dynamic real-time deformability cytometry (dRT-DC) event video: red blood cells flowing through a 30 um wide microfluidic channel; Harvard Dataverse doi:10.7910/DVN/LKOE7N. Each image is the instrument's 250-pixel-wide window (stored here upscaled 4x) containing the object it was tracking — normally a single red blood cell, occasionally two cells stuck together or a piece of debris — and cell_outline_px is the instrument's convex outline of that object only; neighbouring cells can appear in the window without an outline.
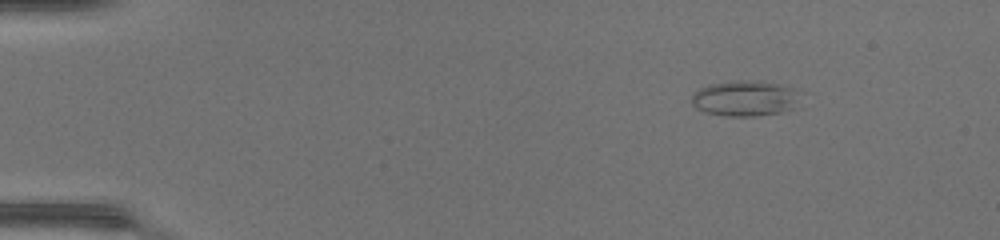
{"species": "common noctule bat (a hibernating species)", "species_latin": "Nyctalus noctula", "temperature_condition": "warm", "stored_images_in_passage": 42, "camera_frame_rate_fps": 3000, "um_per_image_px": 0.085, "animal": {"sex": "female", "body_mass_g": 17.0, "forearm_length_mm": 48.0}, "frame": {"image": 1, "passage_image": 1, "time_ms": 0.0, "image_size_px": [1000, 240], "cell_outline_px": [[796, 92], [792, 108], [780, 112], [756, 116], [728, 116], [708, 112], [696, 108], [692, 104], [692, 96], [700, 88], [708, 84], [776, 84], [796, 88]], "centroid_in_image_um": [63.26, 8.43], "position_along_channel_um": 21.7, "area_um2": 20.75}}
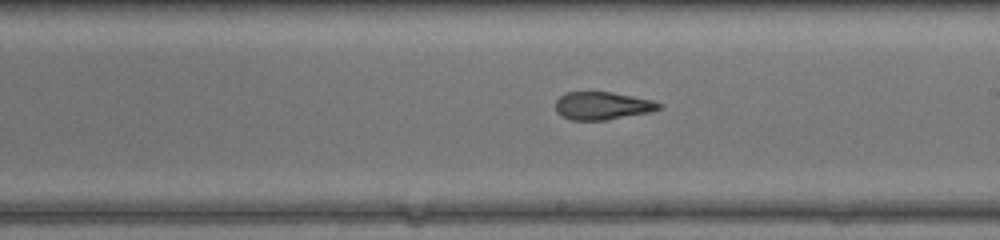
{"frame": {"image": 2, "passage_image": 23, "time_ms": 7.333, "image_size_px": [1000, 240], "cell_outline_px": [[664, 108], [648, 112], [604, 120], [572, 120], [556, 112], [556, 100], [560, 96], [568, 92], [612, 92], [652, 100], [664, 104]], "centroid_in_image_um": [51.23, 8.98], "position_along_channel_um": 237.8, "area_um2": 16.65}}
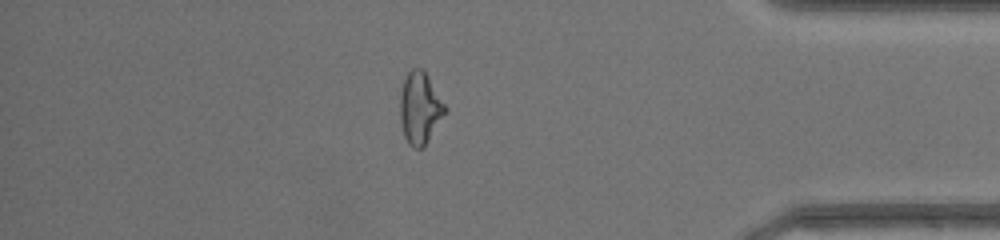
{"frame": {"image": 3, "passage_image": 36, "time_ms": 11.667, "image_size_px": [1000, 240], "cell_outline_px": [[448, 108], [424, 148], [412, 148], [408, 144], [404, 136], [400, 120], [400, 92], [404, 80], [408, 72], [412, 68], [420, 68], [428, 76]], "centroid_in_image_um": [35.69, 9.21], "position_along_channel_um": 399.5, "area_um2": 18.9}, "authors_computed_cell_mechanics": {"area_um2": 18.9006, "velocity_mm_per_s": 4.4161, "shape_relaxation_time_tau1_ms": null, "shape_relaxation_time_tau2_ms": 1.618, "deformation_change_tau1": null, "deformation_change_tau2": 0.075}}